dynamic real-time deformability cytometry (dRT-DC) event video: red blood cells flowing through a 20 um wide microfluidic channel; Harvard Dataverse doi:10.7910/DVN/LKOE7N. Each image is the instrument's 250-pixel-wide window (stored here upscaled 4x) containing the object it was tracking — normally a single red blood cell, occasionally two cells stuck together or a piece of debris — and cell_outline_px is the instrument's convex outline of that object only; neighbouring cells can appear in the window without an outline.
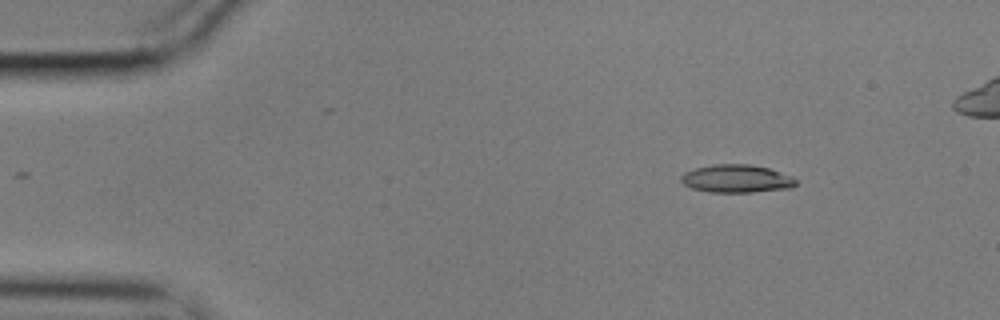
{"species": "common noctule bat (a hibernating species)", "species_latin": "Nyctalus noctula", "temperature_condition": "cold", "stored_images_in_passage": 47, "camera_frame_rate_fps": 3000, "um_per_image_px": 0.085, "animal": {"sex": "male", "body_mass_g": 17.9}, "frame": {"image": 1, "passage_image": 1, "time_ms": 0.0, "image_size_px": [1000, 320], "cell_outline_px": [[796, 184], [792, 188], [752, 192], [708, 192], [692, 188], [684, 184], [680, 180], [680, 176], [684, 172], [696, 168], [712, 164], [748, 164], [768, 168], [792, 176], [796, 180]], "centroid_in_image_um": [62.59, 15.19], "position_along_channel_um": 22.4, "area_um2": 18.73}}
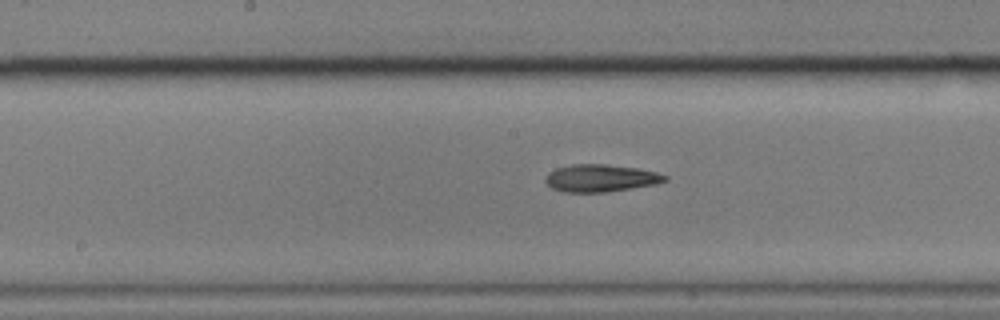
{"frame": {"image": 2, "passage_image": 22, "time_ms": 7.0, "image_size_px": [1000, 320], "cell_outline_px": [[668, 180], [656, 184], [604, 192], [564, 192], [552, 188], [544, 180], [544, 176], [548, 172], [556, 168], [572, 164], [604, 164], [636, 168], [656, 172], [668, 176]], "centroid_in_image_um": [51.02, 15.13], "position_along_channel_um": 197.2, "area_um2": 19.02}}
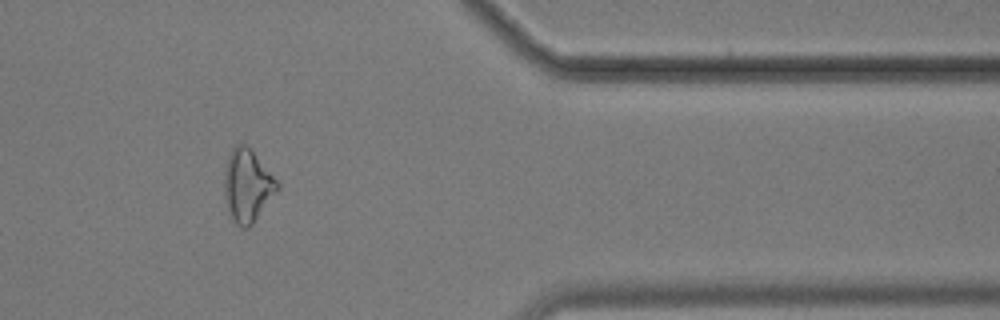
{"frame": {"image": 3, "passage_image": 40, "time_ms": 13.0, "image_size_px": [1000, 320], "cell_outline_px": [[280, 188], [252, 224], [248, 228], [240, 228], [232, 220], [224, 200], [224, 168], [228, 156], [232, 148], [236, 144], [244, 144], [252, 148], [280, 184]], "centroid_in_image_um": [21.02, 15.77], "position_along_channel_um": 390.4, "area_um2": 22.83}}